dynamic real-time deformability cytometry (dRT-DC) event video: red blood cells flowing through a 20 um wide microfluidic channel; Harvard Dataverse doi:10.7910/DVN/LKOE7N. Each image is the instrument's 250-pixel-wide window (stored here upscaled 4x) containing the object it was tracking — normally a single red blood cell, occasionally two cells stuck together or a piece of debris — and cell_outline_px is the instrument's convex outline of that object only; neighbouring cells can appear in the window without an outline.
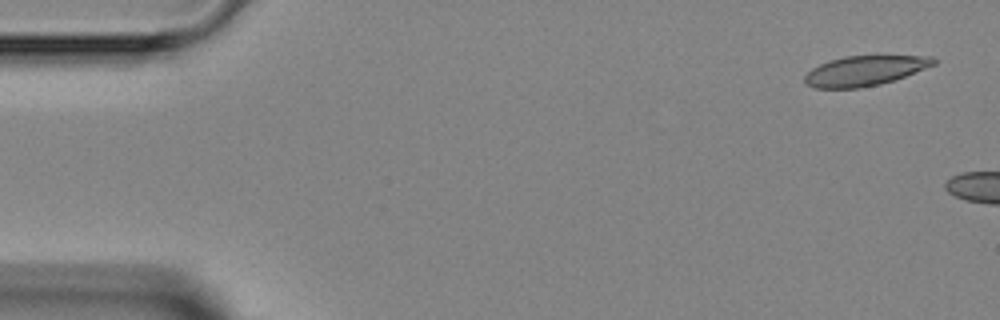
{"species": "Egyptian fruit bat (a non-hibernating species)", "species_latin": "Rousettus aegyptiacus", "temperature_condition": "room temperature", "stored_images_in_passage": 3, "camera_frame_rate_fps": 3000, "um_per_image_px": 0.085, "animal": {"sex": "female"}, "frame": {"image": 1, "passage_image": 1, "time_ms": 0.0, "image_size_px": [1000, 320], "cell_outline_px": [[936, 64], [904, 76], [880, 84], [860, 88], [816, 88], [808, 84], [804, 80], [804, 76], [812, 68], [828, 60], [844, 56], [932, 56], [936, 60]], "centroid_in_image_um": [73.48, 6.01], "position_along_channel_um": 11.5, "area_um2": 22.25}}